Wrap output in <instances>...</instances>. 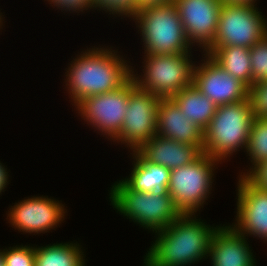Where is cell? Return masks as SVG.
Instances as JSON below:
<instances>
[{
    "mask_svg": "<svg viewBox=\"0 0 267 266\" xmlns=\"http://www.w3.org/2000/svg\"><path fill=\"white\" fill-rule=\"evenodd\" d=\"M218 227L196 219L195 214H181L170 225L154 232L157 237L144 257V266H191L203 261Z\"/></svg>",
    "mask_w": 267,
    "mask_h": 266,
    "instance_id": "6da1fadb",
    "label": "cell"
},
{
    "mask_svg": "<svg viewBox=\"0 0 267 266\" xmlns=\"http://www.w3.org/2000/svg\"><path fill=\"white\" fill-rule=\"evenodd\" d=\"M111 48H89L71 61L65 83L72 105L91 95L115 90L131 76L133 66Z\"/></svg>",
    "mask_w": 267,
    "mask_h": 266,
    "instance_id": "7a4b0ae2",
    "label": "cell"
},
{
    "mask_svg": "<svg viewBox=\"0 0 267 266\" xmlns=\"http://www.w3.org/2000/svg\"><path fill=\"white\" fill-rule=\"evenodd\" d=\"M254 115L250 99L217 106L203 130V153L221 162L233 152L247 148Z\"/></svg>",
    "mask_w": 267,
    "mask_h": 266,
    "instance_id": "3957f363",
    "label": "cell"
},
{
    "mask_svg": "<svg viewBox=\"0 0 267 266\" xmlns=\"http://www.w3.org/2000/svg\"><path fill=\"white\" fill-rule=\"evenodd\" d=\"M132 20L142 35L144 54L188 53L193 47L188 42L173 1L143 6Z\"/></svg>",
    "mask_w": 267,
    "mask_h": 266,
    "instance_id": "277c9868",
    "label": "cell"
},
{
    "mask_svg": "<svg viewBox=\"0 0 267 266\" xmlns=\"http://www.w3.org/2000/svg\"><path fill=\"white\" fill-rule=\"evenodd\" d=\"M111 186L109 200L114 210L153 233L164 229L182 214L167 191H134L122 180Z\"/></svg>",
    "mask_w": 267,
    "mask_h": 266,
    "instance_id": "5b68a950",
    "label": "cell"
},
{
    "mask_svg": "<svg viewBox=\"0 0 267 266\" xmlns=\"http://www.w3.org/2000/svg\"><path fill=\"white\" fill-rule=\"evenodd\" d=\"M191 52L178 54L144 55L143 75L131 76L136 86L161 98H171L182 89L193 85L195 64ZM193 62V63H192ZM141 77V78H140Z\"/></svg>",
    "mask_w": 267,
    "mask_h": 266,
    "instance_id": "8992f818",
    "label": "cell"
},
{
    "mask_svg": "<svg viewBox=\"0 0 267 266\" xmlns=\"http://www.w3.org/2000/svg\"><path fill=\"white\" fill-rule=\"evenodd\" d=\"M219 162L202 153L193 162L170 170L167 192L182 214H195L203 208L210 197L214 168Z\"/></svg>",
    "mask_w": 267,
    "mask_h": 266,
    "instance_id": "52a82bcc",
    "label": "cell"
},
{
    "mask_svg": "<svg viewBox=\"0 0 267 266\" xmlns=\"http://www.w3.org/2000/svg\"><path fill=\"white\" fill-rule=\"evenodd\" d=\"M136 87L134 79L130 76L115 90L83 98L75 105L76 111L103 137L106 135V138L113 140L120 133L130 93Z\"/></svg>",
    "mask_w": 267,
    "mask_h": 266,
    "instance_id": "ba28073f",
    "label": "cell"
},
{
    "mask_svg": "<svg viewBox=\"0 0 267 266\" xmlns=\"http://www.w3.org/2000/svg\"><path fill=\"white\" fill-rule=\"evenodd\" d=\"M258 10L256 4H222L211 46H254L267 34V18Z\"/></svg>",
    "mask_w": 267,
    "mask_h": 266,
    "instance_id": "9c48e42d",
    "label": "cell"
},
{
    "mask_svg": "<svg viewBox=\"0 0 267 266\" xmlns=\"http://www.w3.org/2000/svg\"><path fill=\"white\" fill-rule=\"evenodd\" d=\"M161 97L136 87L129 96L120 133L113 142H121L136 151L157 135V107Z\"/></svg>",
    "mask_w": 267,
    "mask_h": 266,
    "instance_id": "30bf717a",
    "label": "cell"
},
{
    "mask_svg": "<svg viewBox=\"0 0 267 266\" xmlns=\"http://www.w3.org/2000/svg\"><path fill=\"white\" fill-rule=\"evenodd\" d=\"M11 207L6 218L11 226L33 235L47 233L59 226L67 212L64 204L43 195L25 198Z\"/></svg>",
    "mask_w": 267,
    "mask_h": 266,
    "instance_id": "8fae6325",
    "label": "cell"
},
{
    "mask_svg": "<svg viewBox=\"0 0 267 266\" xmlns=\"http://www.w3.org/2000/svg\"><path fill=\"white\" fill-rule=\"evenodd\" d=\"M191 45L205 52L217 33L222 0H173ZM194 43V44H193Z\"/></svg>",
    "mask_w": 267,
    "mask_h": 266,
    "instance_id": "7c38bea8",
    "label": "cell"
},
{
    "mask_svg": "<svg viewBox=\"0 0 267 266\" xmlns=\"http://www.w3.org/2000/svg\"><path fill=\"white\" fill-rule=\"evenodd\" d=\"M199 66L195 65L193 86L207 96L216 106L233 104L248 99L249 88L232 77L208 54H203ZM206 55V56H205ZM206 58V59H205Z\"/></svg>",
    "mask_w": 267,
    "mask_h": 266,
    "instance_id": "4fadbf2b",
    "label": "cell"
},
{
    "mask_svg": "<svg viewBox=\"0 0 267 266\" xmlns=\"http://www.w3.org/2000/svg\"><path fill=\"white\" fill-rule=\"evenodd\" d=\"M236 223L232 227L248 237L254 235L267 241V191L252 186L239 176Z\"/></svg>",
    "mask_w": 267,
    "mask_h": 266,
    "instance_id": "5bb4252c",
    "label": "cell"
},
{
    "mask_svg": "<svg viewBox=\"0 0 267 266\" xmlns=\"http://www.w3.org/2000/svg\"><path fill=\"white\" fill-rule=\"evenodd\" d=\"M245 235L223 224L215 231L208 251L212 266H256Z\"/></svg>",
    "mask_w": 267,
    "mask_h": 266,
    "instance_id": "9a60e30c",
    "label": "cell"
},
{
    "mask_svg": "<svg viewBox=\"0 0 267 266\" xmlns=\"http://www.w3.org/2000/svg\"><path fill=\"white\" fill-rule=\"evenodd\" d=\"M157 135L186 145L203 146V130L185 117L172 98H161L158 103Z\"/></svg>",
    "mask_w": 267,
    "mask_h": 266,
    "instance_id": "2e32d148",
    "label": "cell"
},
{
    "mask_svg": "<svg viewBox=\"0 0 267 266\" xmlns=\"http://www.w3.org/2000/svg\"><path fill=\"white\" fill-rule=\"evenodd\" d=\"M136 152L147 162L173 170L196 160L203 153V146L186 145L156 135Z\"/></svg>",
    "mask_w": 267,
    "mask_h": 266,
    "instance_id": "e0dca14e",
    "label": "cell"
},
{
    "mask_svg": "<svg viewBox=\"0 0 267 266\" xmlns=\"http://www.w3.org/2000/svg\"><path fill=\"white\" fill-rule=\"evenodd\" d=\"M131 155L134 159V165L130 177L128 176L122 181L134 191H167L170 170L161 165L145 161L136 151H133Z\"/></svg>",
    "mask_w": 267,
    "mask_h": 266,
    "instance_id": "ac0fdd59",
    "label": "cell"
},
{
    "mask_svg": "<svg viewBox=\"0 0 267 266\" xmlns=\"http://www.w3.org/2000/svg\"><path fill=\"white\" fill-rule=\"evenodd\" d=\"M232 77L251 87L250 49L237 46H210L205 52Z\"/></svg>",
    "mask_w": 267,
    "mask_h": 266,
    "instance_id": "d6986e66",
    "label": "cell"
},
{
    "mask_svg": "<svg viewBox=\"0 0 267 266\" xmlns=\"http://www.w3.org/2000/svg\"><path fill=\"white\" fill-rule=\"evenodd\" d=\"M187 119L204 130L213 118L217 106L195 86L190 85L171 97Z\"/></svg>",
    "mask_w": 267,
    "mask_h": 266,
    "instance_id": "ffe728a7",
    "label": "cell"
},
{
    "mask_svg": "<svg viewBox=\"0 0 267 266\" xmlns=\"http://www.w3.org/2000/svg\"><path fill=\"white\" fill-rule=\"evenodd\" d=\"M79 243H54L35 247V266H85Z\"/></svg>",
    "mask_w": 267,
    "mask_h": 266,
    "instance_id": "44dd1931",
    "label": "cell"
},
{
    "mask_svg": "<svg viewBox=\"0 0 267 266\" xmlns=\"http://www.w3.org/2000/svg\"><path fill=\"white\" fill-rule=\"evenodd\" d=\"M246 152L252 163L249 171L256 164L267 160V118H253Z\"/></svg>",
    "mask_w": 267,
    "mask_h": 266,
    "instance_id": "7402d4cb",
    "label": "cell"
},
{
    "mask_svg": "<svg viewBox=\"0 0 267 266\" xmlns=\"http://www.w3.org/2000/svg\"><path fill=\"white\" fill-rule=\"evenodd\" d=\"M251 86L267 81V34L250 48Z\"/></svg>",
    "mask_w": 267,
    "mask_h": 266,
    "instance_id": "603a6c76",
    "label": "cell"
},
{
    "mask_svg": "<svg viewBox=\"0 0 267 266\" xmlns=\"http://www.w3.org/2000/svg\"><path fill=\"white\" fill-rule=\"evenodd\" d=\"M98 7V8H97ZM110 12L111 15L135 18L141 6L137 0H93V9Z\"/></svg>",
    "mask_w": 267,
    "mask_h": 266,
    "instance_id": "cb8c5ba5",
    "label": "cell"
},
{
    "mask_svg": "<svg viewBox=\"0 0 267 266\" xmlns=\"http://www.w3.org/2000/svg\"><path fill=\"white\" fill-rule=\"evenodd\" d=\"M1 251L5 266H35V246L16 245Z\"/></svg>",
    "mask_w": 267,
    "mask_h": 266,
    "instance_id": "d4e9b609",
    "label": "cell"
},
{
    "mask_svg": "<svg viewBox=\"0 0 267 266\" xmlns=\"http://www.w3.org/2000/svg\"><path fill=\"white\" fill-rule=\"evenodd\" d=\"M248 98L254 117L267 118V81L252 85L249 88Z\"/></svg>",
    "mask_w": 267,
    "mask_h": 266,
    "instance_id": "484cf974",
    "label": "cell"
},
{
    "mask_svg": "<svg viewBox=\"0 0 267 266\" xmlns=\"http://www.w3.org/2000/svg\"><path fill=\"white\" fill-rule=\"evenodd\" d=\"M242 173L240 176L244 177L252 186L267 191V160L256 164L250 171Z\"/></svg>",
    "mask_w": 267,
    "mask_h": 266,
    "instance_id": "4316f807",
    "label": "cell"
},
{
    "mask_svg": "<svg viewBox=\"0 0 267 266\" xmlns=\"http://www.w3.org/2000/svg\"><path fill=\"white\" fill-rule=\"evenodd\" d=\"M53 7L63 11L83 12L84 10L93 9V0H47ZM61 8V9H60Z\"/></svg>",
    "mask_w": 267,
    "mask_h": 266,
    "instance_id": "83f0119b",
    "label": "cell"
},
{
    "mask_svg": "<svg viewBox=\"0 0 267 266\" xmlns=\"http://www.w3.org/2000/svg\"><path fill=\"white\" fill-rule=\"evenodd\" d=\"M8 173L9 172H7L5 166L0 162V195L2 194L1 192H4L5 187L8 185Z\"/></svg>",
    "mask_w": 267,
    "mask_h": 266,
    "instance_id": "f1b7e54d",
    "label": "cell"
},
{
    "mask_svg": "<svg viewBox=\"0 0 267 266\" xmlns=\"http://www.w3.org/2000/svg\"><path fill=\"white\" fill-rule=\"evenodd\" d=\"M141 7L154 4H165L173 0H137Z\"/></svg>",
    "mask_w": 267,
    "mask_h": 266,
    "instance_id": "f546056e",
    "label": "cell"
},
{
    "mask_svg": "<svg viewBox=\"0 0 267 266\" xmlns=\"http://www.w3.org/2000/svg\"><path fill=\"white\" fill-rule=\"evenodd\" d=\"M257 0H222L223 4H255Z\"/></svg>",
    "mask_w": 267,
    "mask_h": 266,
    "instance_id": "4dcf8cb0",
    "label": "cell"
},
{
    "mask_svg": "<svg viewBox=\"0 0 267 266\" xmlns=\"http://www.w3.org/2000/svg\"><path fill=\"white\" fill-rule=\"evenodd\" d=\"M0 266H5V261L3 258V252L0 249Z\"/></svg>",
    "mask_w": 267,
    "mask_h": 266,
    "instance_id": "1f68e13d",
    "label": "cell"
},
{
    "mask_svg": "<svg viewBox=\"0 0 267 266\" xmlns=\"http://www.w3.org/2000/svg\"><path fill=\"white\" fill-rule=\"evenodd\" d=\"M2 14H3V13H0V29H1L2 25H3V22H2V21H4V20H3V17H2Z\"/></svg>",
    "mask_w": 267,
    "mask_h": 266,
    "instance_id": "d6a6232c",
    "label": "cell"
}]
</instances>
